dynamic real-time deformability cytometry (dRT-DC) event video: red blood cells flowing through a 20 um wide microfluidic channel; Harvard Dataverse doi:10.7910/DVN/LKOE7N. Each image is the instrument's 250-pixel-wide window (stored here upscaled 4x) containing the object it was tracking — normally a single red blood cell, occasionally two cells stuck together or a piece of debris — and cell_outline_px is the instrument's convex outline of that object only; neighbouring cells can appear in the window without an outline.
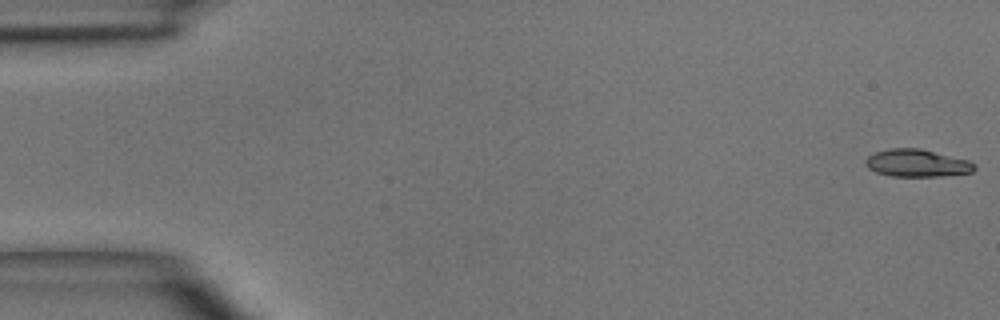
{"species": "common noctule bat (a hibernating species)", "species_latin": "Nyctalus noctula", "temperature_condition": "room temperature", "stored_images_in_passage": 3, "camera_frame_rate_fps": 3000, "um_per_image_px": 0.085, "animal": {"sex": "male", "body_mass_g": 15.6}, "frame": {"image": 1, "passage_image": 1, "time_ms": 0.0, "image_size_px": [1000, 320], "cell_outline_px": [[976, 168], [972, 172], [940, 176], [892, 176], [876, 172], [868, 168], [864, 164], [864, 160], [868, 156], [876, 152], [892, 148], [920, 148], [968, 160], [976, 164]], "centroid_in_image_um": [77.93, 13.86], "position_along_channel_um": 7.1, "area_um2": 17.4}}